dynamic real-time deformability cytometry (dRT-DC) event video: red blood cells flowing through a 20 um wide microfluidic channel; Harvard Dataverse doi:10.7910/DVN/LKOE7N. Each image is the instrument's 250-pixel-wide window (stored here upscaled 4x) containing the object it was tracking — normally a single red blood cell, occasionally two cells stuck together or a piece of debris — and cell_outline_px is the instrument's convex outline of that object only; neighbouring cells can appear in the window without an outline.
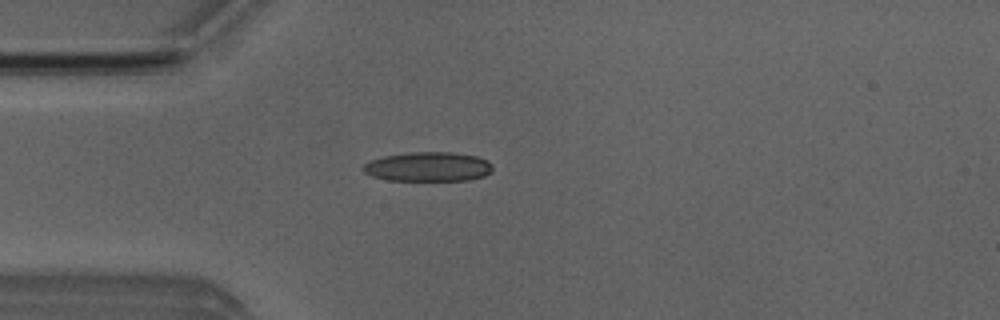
{"species": "Egyptian fruit bat (a non-hibernating species)", "species_latin": "Rousettus aegyptiacus", "temperature_condition": "room temperature", "stored_images_in_passage": 50, "camera_frame_rate_fps": 3000, "um_per_image_px": 0.085, "animal": {"sex": "male"}, "frame": {"image": 1, "passage_image": 13, "time_ms": 4.0, "image_size_px": [1000, 320], "cell_outline_px": [[492, 172], [484, 176], [468, 180], [388, 180], [372, 176], [364, 172], [360, 168], [364, 164], [372, 160], [384, 156], [408, 152], [452, 152], [476, 156], [488, 160], [492, 164]], "centroid_in_image_um": [36.4, 14.17], "position_along_channel_um": 48.6, "area_um2": 22.25}}
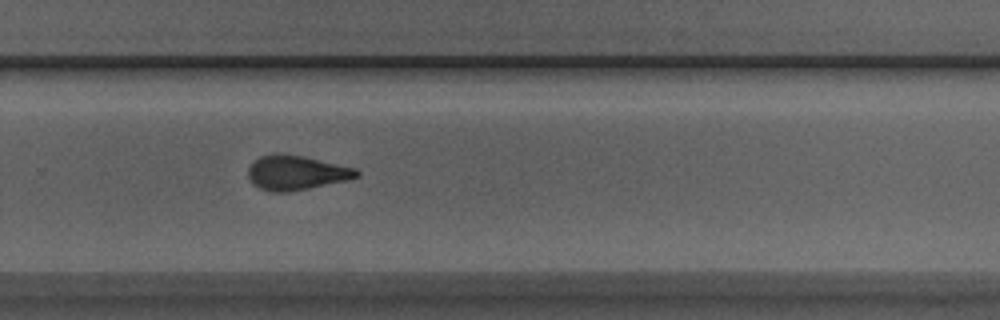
{"frame": {"image": 2, "passage_image": 33, "time_ms": 10.667, "image_size_px": [1000, 320], "cell_outline_px": [[360, 176], [348, 180], [288, 192], [272, 192], [260, 188], [252, 184], [248, 176], [248, 168], [252, 160], [260, 156], [272, 152], [280, 152], [304, 156], [356, 168], [360, 172]], "centroid_in_image_um": [25.15, 14.65], "position_along_channel_um": 304.7, "area_um2": 22.2}}
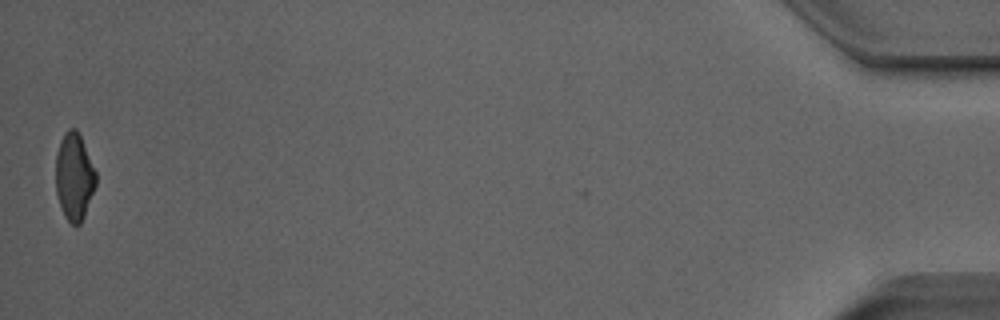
{"frame": {"image": 3, "passage_image": 50, "time_ms": 16.333, "image_size_px": [1000, 320], "cell_outline_px": [[96, 184], [84, 216], [80, 224], [72, 224], [64, 216], [56, 192], [56, 152], [60, 140], [64, 132], [68, 128], [76, 128], [80, 132], [96, 172]], "centroid_in_image_um": [6.31, 14.95], "position_along_channel_um": 428.9, "area_um2": 20.52}, "authors_computed_cell_mechanics": {"area_um2": 21.5016, "velocity_mm_per_s": 3.9916, "shape_relaxation_time_tau1_ms": 5.4516, "shape_relaxation_time_tau2_ms": 2.2032, "deformation_change_tau1": 0.1465, "deformation_change_tau2": 0.1102}}